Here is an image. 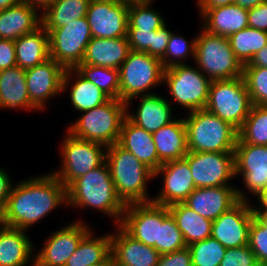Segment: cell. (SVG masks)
<instances>
[{
    "instance_id": "cell-1",
    "label": "cell",
    "mask_w": 267,
    "mask_h": 266,
    "mask_svg": "<svg viewBox=\"0 0 267 266\" xmlns=\"http://www.w3.org/2000/svg\"><path fill=\"white\" fill-rule=\"evenodd\" d=\"M62 204H67V188L53 173L31 177L12 186L0 223L27 230Z\"/></svg>"
},
{
    "instance_id": "cell-2",
    "label": "cell",
    "mask_w": 267,
    "mask_h": 266,
    "mask_svg": "<svg viewBox=\"0 0 267 266\" xmlns=\"http://www.w3.org/2000/svg\"><path fill=\"white\" fill-rule=\"evenodd\" d=\"M67 206L96 209L120 225L126 205L115 191L106 161L67 187Z\"/></svg>"
},
{
    "instance_id": "cell-3",
    "label": "cell",
    "mask_w": 267,
    "mask_h": 266,
    "mask_svg": "<svg viewBox=\"0 0 267 266\" xmlns=\"http://www.w3.org/2000/svg\"><path fill=\"white\" fill-rule=\"evenodd\" d=\"M106 162L115 191L125 205L152 202L147 193V182L155 178L152 169L118 143L107 147Z\"/></svg>"
},
{
    "instance_id": "cell-4",
    "label": "cell",
    "mask_w": 267,
    "mask_h": 266,
    "mask_svg": "<svg viewBox=\"0 0 267 266\" xmlns=\"http://www.w3.org/2000/svg\"><path fill=\"white\" fill-rule=\"evenodd\" d=\"M184 118L188 152L234 153L238 131L206 109Z\"/></svg>"
},
{
    "instance_id": "cell-5",
    "label": "cell",
    "mask_w": 267,
    "mask_h": 266,
    "mask_svg": "<svg viewBox=\"0 0 267 266\" xmlns=\"http://www.w3.org/2000/svg\"><path fill=\"white\" fill-rule=\"evenodd\" d=\"M82 113L67 128V132L76 138L97 142L105 147L118 143L121 126L126 117L125 102L109 99L104 104Z\"/></svg>"
},
{
    "instance_id": "cell-6",
    "label": "cell",
    "mask_w": 267,
    "mask_h": 266,
    "mask_svg": "<svg viewBox=\"0 0 267 266\" xmlns=\"http://www.w3.org/2000/svg\"><path fill=\"white\" fill-rule=\"evenodd\" d=\"M201 30L196 36L194 58L199 70L211 81L243 76V65L234 55L228 38Z\"/></svg>"
},
{
    "instance_id": "cell-7",
    "label": "cell",
    "mask_w": 267,
    "mask_h": 266,
    "mask_svg": "<svg viewBox=\"0 0 267 266\" xmlns=\"http://www.w3.org/2000/svg\"><path fill=\"white\" fill-rule=\"evenodd\" d=\"M161 60L145 52L130 51L119 67L120 100L130 109L131 100L139 95L153 94L151 87L163 83Z\"/></svg>"
},
{
    "instance_id": "cell-8",
    "label": "cell",
    "mask_w": 267,
    "mask_h": 266,
    "mask_svg": "<svg viewBox=\"0 0 267 266\" xmlns=\"http://www.w3.org/2000/svg\"><path fill=\"white\" fill-rule=\"evenodd\" d=\"M251 107L252 102L243 76L211 81L205 109L237 131L243 126Z\"/></svg>"
},
{
    "instance_id": "cell-9",
    "label": "cell",
    "mask_w": 267,
    "mask_h": 266,
    "mask_svg": "<svg viewBox=\"0 0 267 266\" xmlns=\"http://www.w3.org/2000/svg\"><path fill=\"white\" fill-rule=\"evenodd\" d=\"M60 170L52 173L67 188L74 180L101 166L106 161L107 147L76 138L69 132L63 139Z\"/></svg>"
},
{
    "instance_id": "cell-10",
    "label": "cell",
    "mask_w": 267,
    "mask_h": 266,
    "mask_svg": "<svg viewBox=\"0 0 267 266\" xmlns=\"http://www.w3.org/2000/svg\"><path fill=\"white\" fill-rule=\"evenodd\" d=\"M163 82L170 98L189 112L205 109L211 80L198 67L182 64L164 69Z\"/></svg>"
},
{
    "instance_id": "cell-11",
    "label": "cell",
    "mask_w": 267,
    "mask_h": 266,
    "mask_svg": "<svg viewBox=\"0 0 267 266\" xmlns=\"http://www.w3.org/2000/svg\"><path fill=\"white\" fill-rule=\"evenodd\" d=\"M49 34V57L65 69L82 63L88 43L92 38L86 17L58 28H44Z\"/></svg>"
},
{
    "instance_id": "cell-12",
    "label": "cell",
    "mask_w": 267,
    "mask_h": 266,
    "mask_svg": "<svg viewBox=\"0 0 267 266\" xmlns=\"http://www.w3.org/2000/svg\"><path fill=\"white\" fill-rule=\"evenodd\" d=\"M184 158L196 188L229 185L235 177L234 153L188 152Z\"/></svg>"
},
{
    "instance_id": "cell-13",
    "label": "cell",
    "mask_w": 267,
    "mask_h": 266,
    "mask_svg": "<svg viewBox=\"0 0 267 266\" xmlns=\"http://www.w3.org/2000/svg\"><path fill=\"white\" fill-rule=\"evenodd\" d=\"M129 5L118 0H91L86 18L92 37H127Z\"/></svg>"
},
{
    "instance_id": "cell-14",
    "label": "cell",
    "mask_w": 267,
    "mask_h": 266,
    "mask_svg": "<svg viewBox=\"0 0 267 266\" xmlns=\"http://www.w3.org/2000/svg\"><path fill=\"white\" fill-rule=\"evenodd\" d=\"M249 202L239 200L212 222L211 237L225 248L248 245L250 224L254 217Z\"/></svg>"
},
{
    "instance_id": "cell-15",
    "label": "cell",
    "mask_w": 267,
    "mask_h": 266,
    "mask_svg": "<svg viewBox=\"0 0 267 266\" xmlns=\"http://www.w3.org/2000/svg\"><path fill=\"white\" fill-rule=\"evenodd\" d=\"M90 229L78 220L52 232L43 248L34 254V266H65L67 259Z\"/></svg>"
},
{
    "instance_id": "cell-16",
    "label": "cell",
    "mask_w": 267,
    "mask_h": 266,
    "mask_svg": "<svg viewBox=\"0 0 267 266\" xmlns=\"http://www.w3.org/2000/svg\"><path fill=\"white\" fill-rule=\"evenodd\" d=\"M66 69L49 58L35 67L26 69V85L31 104L44 110L47 100L63 92V78Z\"/></svg>"
},
{
    "instance_id": "cell-17",
    "label": "cell",
    "mask_w": 267,
    "mask_h": 266,
    "mask_svg": "<svg viewBox=\"0 0 267 266\" xmlns=\"http://www.w3.org/2000/svg\"><path fill=\"white\" fill-rule=\"evenodd\" d=\"M162 175L163 185L160 193L152 198V202L162 206L183 203L196 189L192 172L185 158L163 163L154 177Z\"/></svg>"
},
{
    "instance_id": "cell-18",
    "label": "cell",
    "mask_w": 267,
    "mask_h": 266,
    "mask_svg": "<svg viewBox=\"0 0 267 266\" xmlns=\"http://www.w3.org/2000/svg\"><path fill=\"white\" fill-rule=\"evenodd\" d=\"M159 224H162V205L147 202L126 205L120 226L134 239L155 248Z\"/></svg>"
},
{
    "instance_id": "cell-19",
    "label": "cell",
    "mask_w": 267,
    "mask_h": 266,
    "mask_svg": "<svg viewBox=\"0 0 267 266\" xmlns=\"http://www.w3.org/2000/svg\"><path fill=\"white\" fill-rule=\"evenodd\" d=\"M234 165L248 192L257 196L267 188V146L236 144Z\"/></svg>"
},
{
    "instance_id": "cell-20",
    "label": "cell",
    "mask_w": 267,
    "mask_h": 266,
    "mask_svg": "<svg viewBox=\"0 0 267 266\" xmlns=\"http://www.w3.org/2000/svg\"><path fill=\"white\" fill-rule=\"evenodd\" d=\"M245 193V194H244ZM239 200L248 201L243 189L224 185L210 188H196L183 202L202 217L214 221Z\"/></svg>"
},
{
    "instance_id": "cell-21",
    "label": "cell",
    "mask_w": 267,
    "mask_h": 266,
    "mask_svg": "<svg viewBox=\"0 0 267 266\" xmlns=\"http://www.w3.org/2000/svg\"><path fill=\"white\" fill-rule=\"evenodd\" d=\"M111 233V255L116 266H157L159 252L130 236L120 225Z\"/></svg>"
},
{
    "instance_id": "cell-22",
    "label": "cell",
    "mask_w": 267,
    "mask_h": 266,
    "mask_svg": "<svg viewBox=\"0 0 267 266\" xmlns=\"http://www.w3.org/2000/svg\"><path fill=\"white\" fill-rule=\"evenodd\" d=\"M203 28L212 34L223 37L248 27V9L238 5H222L213 8H198Z\"/></svg>"
},
{
    "instance_id": "cell-23",
    "label": "cell",
    "mask_w": 267,
    "mask_h": 266,
    "mask_svg": "<svg viewBox=\"0 0 267 266\" xmlns=\"http://www.w3.org/2000/svg\"><path fill=\"white\" fill-rule=\"evenodd\" d=\"M136 114L126 110V117L135 125L147 132L154 133L168 125L175 118L172 116L170 101L159 94L142 95Z\"/></svg>"
},
{
    "instance_id": "cell-24",
    "label": "cell",
    "mask_w": 267,
    "mask_h": 266,
    "mask_svg": "<svg viewBox=\"0 0 267 266\" xmlns=\"http://www.w3.org/2000/svg\"><path fill=\"white\" fill-rule=\"evenodd\" d=\"M118 144L154 172L162 165L152 133L133 124L127 117L123 120Z\"/></svg>"
},
{
    "instance_id": "cell-25",
    "label": "cell",
    "mask_w": 267,
    "mask_h": 266,
    "mask_svg": "<svg viewBox=\"0 0 267 266\" xmlns=\"http://www.w3.org/2000/svg\"><path fill=\"white\" fill-rule=\"evenodd\" d=\"M38 10L34 6L20 2L0 11V39L15 41L39 28L42 20Z\"/></svg>"
},
{
    "instance_id": "cell-26",
    "label": "cell",
    "mask_w": 267,
    "mask_h": 266,
    "mask_svg": "<svg viewBox=\"0 0 267 266\" xmlns=\"http://www.w3.org/2000/svg\"><path fill=\"white\" fill-rule=\"evenodd\" d=\"M33 249L26 230L0 223V266H27L30 261L34 266Z\"/></svg>"
},
{
    "instance_id": "cell-27",
    "label": "cell",
    "mask_w": 267,
    "mask_h": 266,
    "mask_svg": "<svg viewBox=\"0 0 267 266\" xmlns=\"http://www.w3.org/2000/svg\"><path fill=\"white\" fill-rule=\"evenodd\" d=\"M130 51L127 37L111 39L92 37L81 64L119 69Z\"/></svg>"
},
{
    "instance_id": "cell-28",
    "label": "cell",
    "mask_w": 267,
    "mask_h": 266,
    "mask_svg": "<svg viewBox=\"0 0 267 266\" xmlns=\"http://www.w3.org/2000/svg\"><path fill=\"white\" fill-rule=\"evenodd\" d=\"M159 161L163 164L182 159L188 153L183 119H175L152 133Z\"/></svg>"
},
{
    "instance_id": "cell-29",
    "label": "cell",
    "mask_w": 267,
    "mask_h": 266,
    "mask_svg": "<svg viewBox=\"0 0 267 266\" xmlns=\"http://www.w3.org/2000/svg\"><path fill=\"white\" fill-rule=\"evenodd\" d=\"M0 108L37 110L30 102L26 69L15 66L0 71Z\"/></svg>"
},
{
    "instance_id": "cell-30",
    "label": "cell",
    "mask_w": 267,
    "mask_h": 266,
    "mask_svg": "<svg viewBox=\"0 0 267 266\" xmlns=\"http://www.w3.org/2000/svg\"><path fill=\"white\" fill-rule=\"evenodd\" d=\"M16 64L29 69L49 59V34L41 25L35 31L14 41Z\"/></svg>"
},
{
    "instance_id": "cell-31",
    "label": "cell",
    "mask_w": 267,
    "mask_h": 266,
    "mask_svg": "<svg viewBox=\"0 0 267 266\" xmlns=\"http://www.w3.org/2000/svg\"><path fill=\"white\" fill-rule=\"evenodd\" d=\"M72 78L75 79L73 80ZM71 79L75 82L70 88V100L74 109L78 110V112L91 110L104 104L110 99L95 84L85 79L75 68L66 69L65 71L63 78V93L71 83Z\"/></svg>"
},
{
    "instance_id": "cell-32",
    "label": "cell",
    "mask_w": 267,
    "mask_h": 266,
    "mask_svg": "<svg viewBox=\"0 0 267 266\" xmlns=\"http://www.w3.org/2000/svg\"><path fill=\"white\" fill-rule=\"evenodd\" d=\"M187 246L211 237L212 220L202 217L184 203L168 206Z\"/></svg>"
},
{
    "instance_id": "cell-33",
    "label": "cell",
    "mask_w": 267,
    "mask_h": 266,
    "mask_svg": "<svg viewBox=\"0 0 267 266\" xmlns=\"http://www.w3.org/2000/svg\"><path fill=\"white\" fill-rule=\"evenodd\" d=\"M90 230L80 241L65 266H92L103 262L111 255V233L102 237L93 236Z\"/></svg>"
},
{
    "instance_id": "cell-34",
    "label": "cell",
    "mask_w": 267,
    "mask_h": 266,
    "mask_svg": "<svg viewBox=\"0 0 267 266\" xmlns=\"http://www.w3.org/2000/svg\"><path fill=\"white\" fill-rule=\"evenodd\" d=\"M91 0H53L41 13L44 28H58L86 17Z\"/></svg>"
},
{
    "instance_id": "cell-35",
    "label": "cell",
    "mask_w": 267,
    "mask_h": 266,
    "mask_svg": "<svg viewBox=\"0 0 267 266\" xmlns=\"http://www.w3.org/2000/svg\"><path fill=\"white\" fill-rule=\"evenodd\" d=\"M231 49L244 66L252 57L267 45V32L246 27L228 37Z\"/></svg>"
},
{
    "instance_id": "cell-36",
    "label": "cell",
    "mask_w": 267,
    "mask_h": 266,
    "mask_svg": "<svg viewBox=\"0 0 267 266\" xmlns=\"http://www.w3.org/2000/svg\"><path fill=\"white\" fill-rule=\"evenodd\" d=\"M236 144L267 146V106L252 105Z\"/></svg>"
},
{
    "instance_id": "cell-37",
    "label": "cell",
    "mask_w": 267,
    "mask_h": 266,
    "mask_svg": "<svg viewBox=\"0 0 267 266\" xmlns=\"http://www.w3.org/2000/svg\"><path fill=\"white\" fill-rule=\"evenodd\" d=\"M75 69L110 99H120L119 69L89 64H79Z\"/></svg>"
},
{
    "instance_id": "cell-38",
    "label": "cell",
    "mask_w": 267,
    "mask_h": 266,
    "mask_svg": "<svg viewBox=\"0 0 267 266\" xmlns=\"http://www.w3.org/2000/svg\"><path fill=\"white\" fill-rule=\"evenodd\" d=\"M186 247L182 232L177 227L174 217L168 207L162 206V224H159L158 242H155V249L162 255Z\"/></svg>"
},
{
    "instance_id": "cell-39",
    "label": "cell",
    "mask_w": 267,
    "mask_h": 266,
    "mask_svg": "<svg viewBox=\"0 0 267 266\" xmlns=\"http://www.w3.org/2000/svg\"><path fill=\"white\" fill-rule=\"evenodd\" d=\"M152 2L129 5L128 30L156 31L166 24L163 16L152 9Z\"/></svg>"
},
{
    "instance_id": "cell-40",
    "label": "cell",
    "mask_w": 267,
    "mask_h": 266,
    "mask_svg": "<svg viewBox=\"0 0 267 266\" xmlns=\"http://www.w3.org/2000/svg\"><path fill=\"white\" fill-rule=\"evenodd\" d=\"M188 248L192 254V266H219L227 249L213 237L192 243Z\"/></svg>"
},
{
    "instance_id": "cell-41",
    "label": "cell",
    "mask_w": 267,
    "mask_h": 266,
    "mask_svg": "<svg viewBox=\"0 0 267 266\" xmlns=\"http://www.w3.org/2000/svg\"><path fill=\"white\" fill-rule=\"evenodd\" d=\"M195 47L196 37L188 42L185 37L171 33L165 55L161 59L163 68L167 69L175 65L186 64L184 60L189 54L195 58Z\"/></svg>"
},
{
    "instance_id": "cell-42",
    "label": "cell",
    "mask_w": 267,
    "mask_h": 266,
    "mask_svg": "<svg viewBox=\"0 0 267 266\" xmlns=\"http://www.w3.org/2000/svg\"><path fill=\"white\" fill-rule=\"evenodd\" d=\"M243 78L252 105L267 106V68L243 67Z\"/></svg>"
},
{
    "instance_id": "cell-43",
    "label": "cell",
    "mask_w": 267,
    "mask_h": 266,
    "mask_svg": "<svg viewBox=\"0 0 267 266\" xmlns=\"http://www.w3.org/2000/svg\"><path fill=\"white\" fill-rule=\"evenodd\" d=\"M249 248L255 254L260 266L267 265V229L254 217L249 230Z\"/></svg>"
},
{
    "instance_id": "cell-44",
    "label": "cell",
    "mask_w": 267,
    "mask_h": 266,
    "mask_svg": "<svg viewBox=\"0 0 267 266\" xmlns=\"http://www.w3.org/2000/svg\"><path fill=\"white\" fill-rule=\"evenodd\" d=\"M219 266H260V264L249 245H244L227 248Z\"/></svg>"
},
{
    "instance_id": "cell-45",
    "label": "cell",
    "mask_w": 267,
    "mask_h": 266,
    "mask_svg": "<svg viewBox=\"0 0 267 266\" xmlns=\"http://www.w3.org/2000/svg\"><path fill=\"white\" fill-rule=\"evenodd\" d=\"M156 31L128 30L127 38L131 51L145 52L153 57V40Z\"/></svg>"
},
{
    "instance_id": "cell-46",
    "label": "cell",
    "mask_w": 267,
    "mask_h": 266,
    "mask_svg": "<svg viewBox=\"0 0 267 266\" xmlns=\"http://www.w3.org/2000/svg\"><path fill=\"white\" fill-rule=\"evenodd\" d=\"M157 266H192V254L188 246L184 249L162 254Z\"/></svg>"
},
{
    "instance_id": "cell-47",
    "label": "cell",
    "mask_w": 267,
    "mask_h": 266,
    "mask_svg": "<svg viewBox=\"0 0 267 266\" xmlns=\"http://www.w3.org/2000/svg\"><path fill=\"white\" fill-rule=\"evenodd\" d=\"M248 26L267 32V2L248 9Z\"/></svg>"
},
{
    "instance_id": "cell-48",
    "label": "cell",
    "mask_w": 267,
    "mask_h": 266,
    "mask_svg": "<svg viewBox=\"0 0 267 266\" xmlns=\"http://www.w3.org/2000/svg\"><path fill=\"white\" fill-rule=\"evenodd\" d=\"M17 66L14 41L0 39V71Z\"/></svg>"
},
{
    "instance_id": "cell-49",
    "label": "cell",
    "mask_w": 267,
    "mask_h": 266,
    "mask_svg": "<svg viewBox=\"0 0 267 266\" xmlns=\"http://www.w3.org/2000/svg\"><path fill=\"white\" fill-rule=\"evenodd\" d=\"M171 33L172 31L168 29L166 24L156 30L153 40V57L160 60L164 57Z\"/></svg>"
},
{
    "instance_id": "cell-50",
    "label": "cell",
    "mask_w": 267,
    "mask_h": 266,
    "mask_svg": "<svg viewBox=\"0 0 267 266\" xmlns=\"http://www.w3.org/2000/svg\"><path fill=\"white\" fill-rule=\"evenodd\" d=\"M11 179L4 169L0 168V213L6 206L8 197L10 195L12 184Z\"/></svg>"
},
{
    "instance_id": "cell-51",
    "label": "cell",
    "mask_w": 267,
    "mask_h": 266,
    "mask_svg": "<svg viewBox=\"0 0 267 266\" xmlns=\"http://www.w3.org/2000/svg\"><path fill=\"white\" fill-rule=\"evenodd\" d=\"M243 67H266L267 68V45L259 50Z\"/></svg>"
},
{
    "instance_id": "cell-52",
    "label": "cell",
    "mask_w": 267,
    "mask_h": 266,
    "mask_svg": "<svg viewBox=\"0 0 267 266\" xmlns=\"http://www.w3.org/2000/svg\"><path fill=\"white\" fill-rule=\"evenodd\" d=\"M234 0H198V8H213L216 6L230 5L233 4Z\"/></svg>"
},
{
    "instance_id": "cell-53",
    "label": "cell",
    "mask_w": 267,
    "mask_h": 266,
    "mask_svg": "<svg viewBox=\"0 0 267 266\" xmlns=\"http://www.w3.org/2000/svg\"><path fill=\"white\" fill-rule=\"evenodd\" d=\"M258 201L260 203V207L254 208L252 205V212H267V188L262 190L258 195Z\"/></svg>"
},
{
    "instance_id": "cell-54",
    "label": "cell",
    "mask_w": 267,
    "mask_h": 266,
    "mask_svg": "<svg viewBox=\"0 0 267 266\" xmlns=\"http://www.w3.org/2000/svg\"><path fill=\"white\" fill-rule=\"evenodd\" d=\"M264 2H267V0H234L233 1L235 5H238L241 8H245V9L254 8Z\"/></svg>"
},
{
    "instance_id": "cell-55",
    "label": "cell",
    "mask_w": 267,
    "mask_h": 266,
    "mask_svg": "<svg viewBox=\"0 0 267 266\" xmlns=\"http://www.w3.org/2000/svg\"><path fill=\"white\" fill-rule=\"evenodd\" d=\"M21 2L27 3L40 10H44L48 5H50L53 2V0H21Z\"/></svg>"
},
{
    "instance_id": "cell-56",
    "label": "cell",
    "mask_w": 267,
    "mask_h": 266,
    "mask_svg": "<svg viewBox=\"0 0 267 266\" xmlns=\"http://www.w3.org/2000/svg\"><path fill=\"white\" fill-rule=\"evenodd\" d=\"M254 218L267 229V212H253Z\"/></svg>"
},
{
    "instance_id": "cell-57",
    "label": "cell",
    "mask_w": 267,
    "mask_h": 266,
    "mask_svg": "<svg viewBox=\"0 0 267 266\" xmlns=\"http://www.w3.org/2000/svg\"><path fill=\"white\" fill-rule=\"evenodd\" d=\"M20 2L21 0H0V11L10 8Z\"/></svg>"
},
{
    "instance_id": "cell-58",
    "label": "cell",
    "mask_w": 267,
    "mask_h": 266,
    "mask_svg": "<svg viewBox=\"0 0 267 266\" xmlns=\"http://www.w3.org/2000/svg\"><path fill=\"white\" fill-rule=\"evenodd\" d=\"M92 266H116V263H115L114 257L110 255L103 262L96 264V265H92Z\"/></svg>"
},
{
    "instance_id": "cell-59",
    "label": "cell",
    "mask_w": 267,
    "mask_h": 266,
    "mask_svg": "<svg viewBox=\"0 0 267 266\" xmlns=\"http://www.w3.org/2000/svg\"><path fill=\"white\" fill-rule=\"evenodd\" d=\"M118 1L130 5V4H135V3L151 2V1H154V0H118Z\"/></svg>"
}]
</instances>
